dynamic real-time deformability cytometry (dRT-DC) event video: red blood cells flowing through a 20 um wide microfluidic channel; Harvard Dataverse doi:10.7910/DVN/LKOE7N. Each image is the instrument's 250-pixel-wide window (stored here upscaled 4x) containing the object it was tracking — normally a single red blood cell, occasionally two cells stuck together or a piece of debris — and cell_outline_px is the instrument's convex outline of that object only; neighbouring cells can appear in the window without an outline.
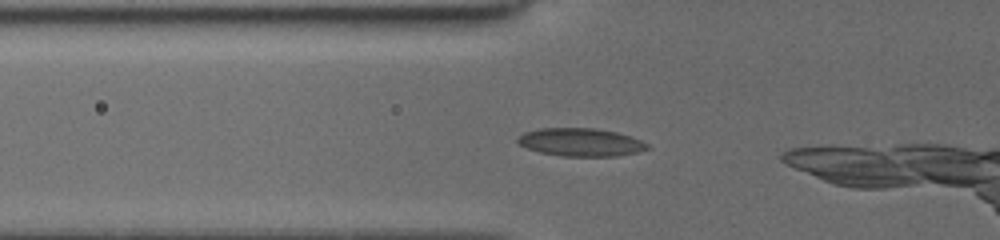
{"species": "common noctule bat (a hibernating species)", "species_latin": "Nyctalus noctula", "temperature_condition": "cold", "stored_images_in_passage": 8, "camera_frame_rate_fps": 3000, "um_per_image_px": 0.085, "animal": {"sex": "female", "body_mass_g": 19.5, "forearm_length_mm": 54.1}, "frame": {"image": 1, "passage_image": 3, "time_ms": 1.0, "image_size_px": [1000, 240], "cell_outline_px": [[652, 148], [636, 152], [616, 156], [560, 156], [540, 152], [528, 148], [520, 144], [516, 140], [524, 132], [540, 128], [596, 128], [616, 132], [640, 140], [648, 144]], "centroid_in_image_um": [49.36, 12.09], "position_along_channel_um": 76.4, "area_um2": 21.04}}
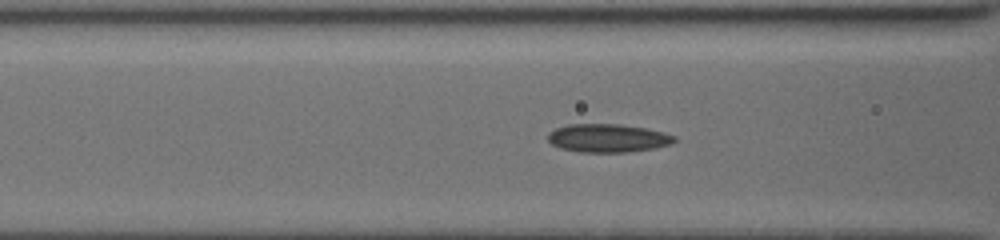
{"frame": {"image": 2, "passage_image": 6, "time_ms": 2.0, "image_size_px": [1000, 240], "cell_outline_px": [[676, 140], [672, 144], [656, 148], [628, 152], [580, 152], [560, 148], [552, 144], [548, 140], [548, 132], [556, 128], [568, 124], [620, 124], [644, 128], [664, 132], [676, 136]], "centroid_in_image_um": [51.68, 11.74], "position_along_channel_um": 114.9, "area_um2": 20.98}}